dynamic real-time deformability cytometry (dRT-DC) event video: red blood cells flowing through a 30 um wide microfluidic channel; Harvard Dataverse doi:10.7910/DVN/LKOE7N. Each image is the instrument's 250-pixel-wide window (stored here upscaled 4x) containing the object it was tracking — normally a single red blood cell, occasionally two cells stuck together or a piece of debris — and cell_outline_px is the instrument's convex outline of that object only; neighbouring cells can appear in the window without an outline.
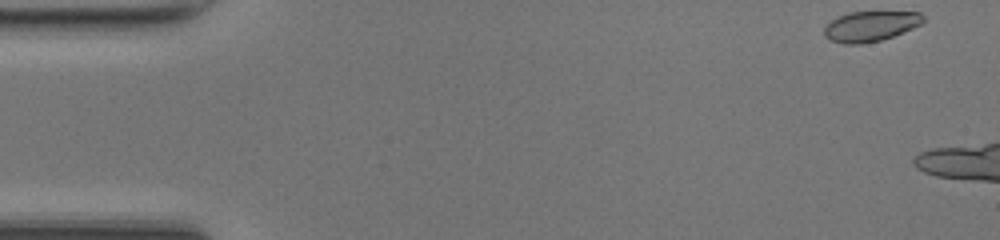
{"species": "common noctule bat (a hibernating species)", "species_latin": "Nyctalus noctula", "temperature_condition": "room temperature", "stored_images_in_passage": 10, "camera_frame_rate_fps": 3000, "um_per_image_px": 0.085, "animal": {"sex": "female", "body_mass_g": 17.0, "forearm_length_mm": 48.0}, "frame": {"image": 1, "passage_image": 1, "time_ms": 0.0, "image_size_px": [1000, 240], "cell_outline_px": [[924, 20], [920, 24], [912, 28], [892, 36], [880, 40], [860, 44], [844, 44], [832, 40], [824, 36], [824, 28], [836, 16], [848, 12], [920, 12], [924, 16]], "centroid_in_image_um": [73.96, 2.22], "position_along_channel_um": 11.0, "area_um2": 17.28}}